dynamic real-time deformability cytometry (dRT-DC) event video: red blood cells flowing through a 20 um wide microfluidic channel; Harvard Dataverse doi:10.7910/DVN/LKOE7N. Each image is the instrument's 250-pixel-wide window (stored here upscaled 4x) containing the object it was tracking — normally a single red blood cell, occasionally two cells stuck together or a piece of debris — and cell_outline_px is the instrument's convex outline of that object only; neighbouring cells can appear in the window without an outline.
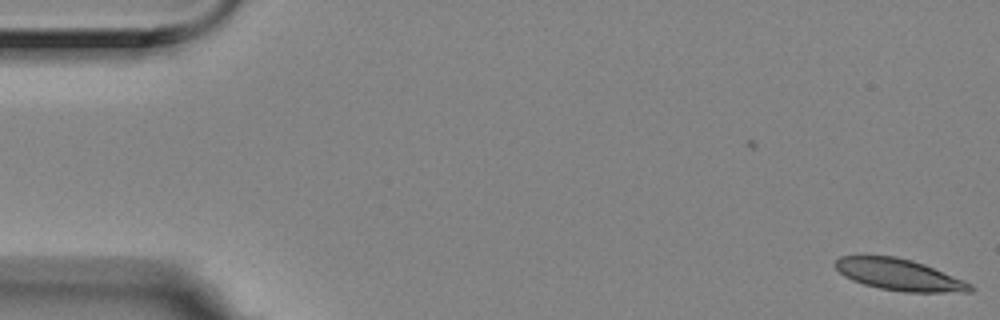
{"species": "Egyptian fruit bat (a non-hibernating species)", "species_latin": "Rousettus aegyptiacus", "temperature_condition": "room temperature", "stored_images_in_passage": 6, "camera_frame_rate_fps": 3000, "um_per_image_px": 0.085, "animal": {"sex": "female"}, "frame": {"image": 1, "passage_image": 1, "time_ms": 0.0, "image_size_px": [1000, 320], "cell_outline_px": [[976, 288], [972, 292], [904, 292], [880, 288], [864, 284], [852, 280], [844, 276], [832, 264], [840, 256], [896, 256], [912, 260], [924, 264], [964, 280], [972, 284]], "centroid_in_image_um": [76.45, 23.35], "position_along_channel_um": 8.5, "area_um2": 24.8}}
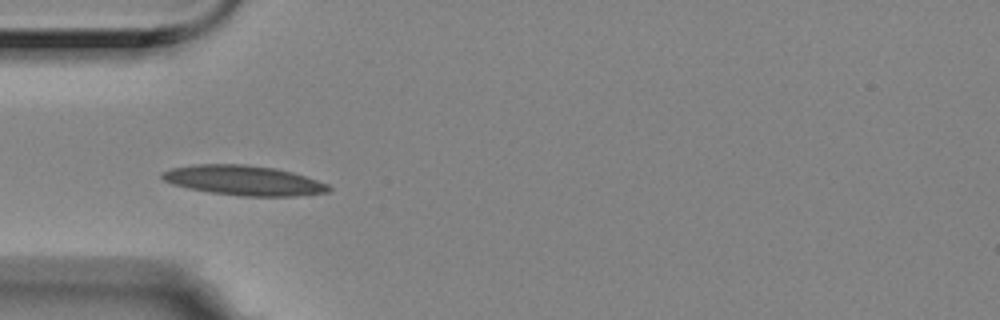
{"frame": {"image": 2, "passage_image": 5, "time_ms": 1.333, "image_size_px": [1000, 320], "cell_outline_px": [[332, 188], [328, 192], [296, 196], [240, 196], [208, 192], [188, 188], [172, 184], [164, 180], [160, 176], [160, 172], [172, 168], [192, 164], [244, 164], [276, 168], [292, 172], [328, 184]], "centroid_in_image_um": [20.68, 15.33], "position_along_channel_um": 64.3, "area_um2": 29.07}}
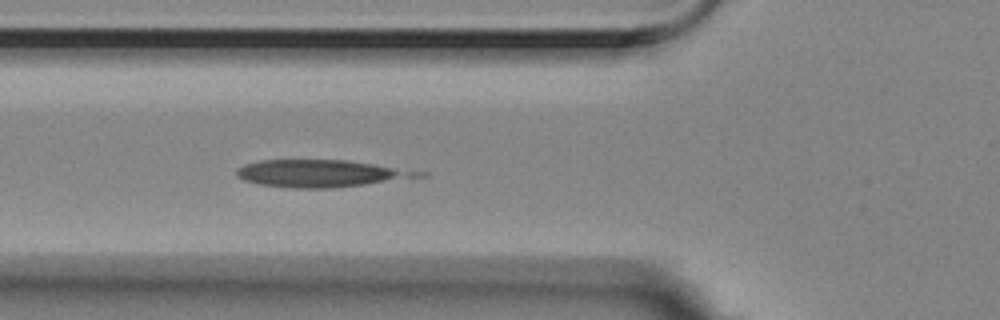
{"frame": {"image": 3, "passage_image": 6, "time_ms": 1.667, "image_size_px": [1000, 320], "cell_outline_px": [[400, 172], [384, 180], [364, 184], [332, 188], [292, 188], [260, 184], [244, 180], [236, 176], [236, 168], [244, 164], [260, 160], [348, 160], [372, 164], [392, 168]], "centroid_in_image_um": [26.61, 14.73], "position_along_channel_um": 99.2, "area_um2": 26.36}}